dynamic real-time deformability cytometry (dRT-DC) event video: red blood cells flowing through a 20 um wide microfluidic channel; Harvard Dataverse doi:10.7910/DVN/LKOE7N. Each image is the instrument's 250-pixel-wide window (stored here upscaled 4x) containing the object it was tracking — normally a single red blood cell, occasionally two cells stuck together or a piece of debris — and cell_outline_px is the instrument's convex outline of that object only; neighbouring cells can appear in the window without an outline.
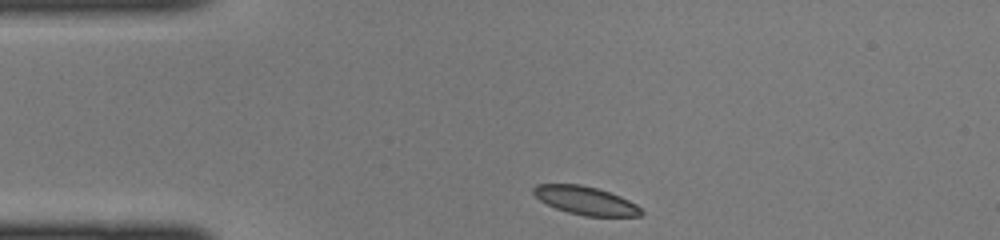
{"species": "common noctule bat (a hibernating species)", "species_latin": "Nyctalus noctula", "temperature_condition": "cold", "stored_images_in_passage": 36, "camera_frame_rate_fps": 3000, "um_per_image_px": 0.085, "animal": {"sex": "female", "body_mass_g": 22.0, "forearm_length_mm": 56.7}, "frame": {"image": 1, "passage_image": 1, "time_ms": 0.0, "image_size_px": [1000, 240], "cell_outline_px": [[644, 212], [640, 216], [584, 216], [568, 212], [556, 208], [540, 200], [532, 192], [532, 188], [536, 184], [580, 184], [596, 188], [620, 196], [636, 204]], "centroid_in_image_um": [49.77, 17.04], "position_along_channel_um": 35.2, "area_um2": 17.63}}
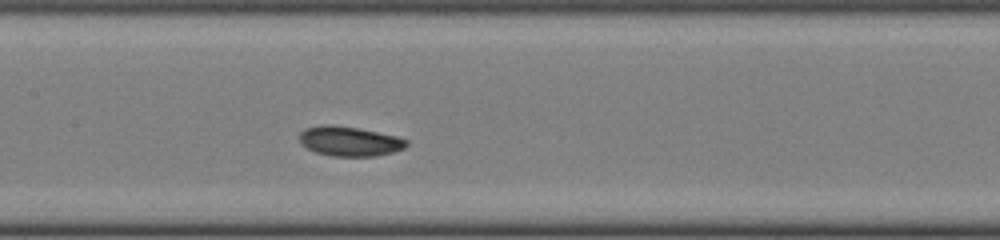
{"frame": {"image": 2, "passage_image": 13, "time_ms": 4.0, "image_size_px": [1000, 240], "cell_outline_px": [[408, 144], [404, 148], [392, 152], [376, 156], [332, 156], [316, 152], [300, 144], [300, 132], [304, 128], [320, 124], [332, 124], [356, 128], [396, 136], [408, 140]], "centroid_in_image_um": [29.68, 12.0], "position_along_channel_um": 177.7, "area_um2": 18.5}}
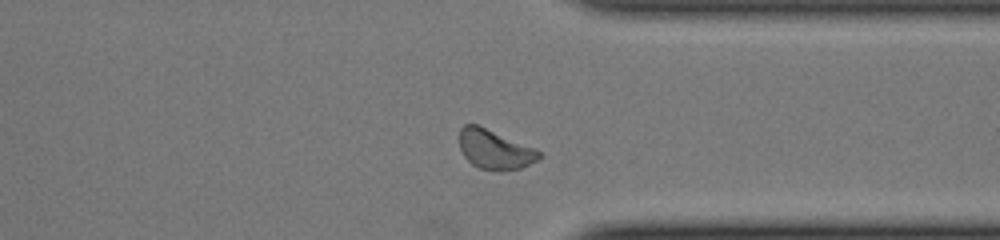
{"frame": {"image": 3, "passage_image": 26, "time_ms": 8.333, "image_size_px": [1000, 240], "cell_outline_px": [[544, 156], [520, 168], [496, 172], [480, 168], [472, 164], [464, 156], [460, 148], [460, 128], [464, 124], [476, 124], [532, 148], [540, 152]], "centroid_in_image_um": [42.01, 12.73], "position_along_channel_um": 369.4, "area_um2": 17.92}}